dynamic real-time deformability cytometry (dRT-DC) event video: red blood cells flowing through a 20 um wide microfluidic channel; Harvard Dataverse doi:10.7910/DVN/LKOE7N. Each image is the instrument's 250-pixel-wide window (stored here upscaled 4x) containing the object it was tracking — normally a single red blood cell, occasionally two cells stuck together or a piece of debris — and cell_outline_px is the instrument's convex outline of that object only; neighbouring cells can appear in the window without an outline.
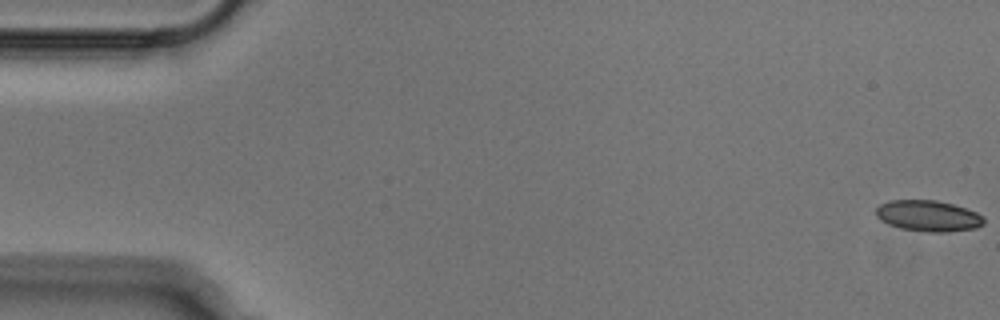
{"species": "Egyptian fruit bat (a non-hibernating species)", "species_latin": "Rousettus aegyptiacus", "temperature_condition": "cold", "stored_images_in_passage": 15, "camera_frame_rate_fps": 3000, "um_per_image_px": 0.085, "animal": {"sex": "male"}, "frame": {"image": 1, "passage_image": 1, "time_ms": 0.0, "image_size_px": [1000, 320], "cell_outline_px": [[984, 224], [976, 228], [948, 232], [928, 232], [900, 228], [888, 224], [880, 220], [876, 216], [876, 208], [880, 204], [888, 200], [936, 200], [952, 204], [976, 212], [984, 216]], "centroid_in_image_um": [78.89, 18.35], "position_along_channel_um": 6.1, "area_um2": 19.59}}
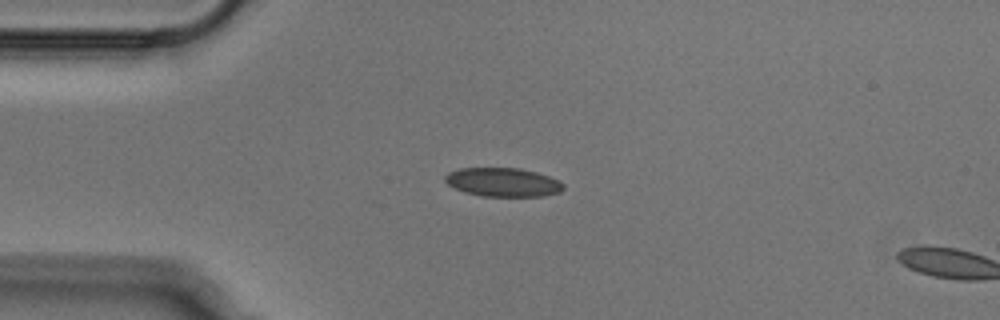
{"frame": {"image": 2, "passage_image": 13, "time_ms": 4.0, "image_size_px": [1000, 320], "cell_outline_px": [[564, 188], [560, 192], [544, 196], [480, 196], [464, 192], [448, 184], [444, 180], [444, 176], [448, 172], [460, 168], [520, 168], [536, 172], [560, 180], [564, 184]], "centroid_in_image_um": [42.76, 15.49], "position_along_channel_um": 42.2, "area_um2": 19.94}}